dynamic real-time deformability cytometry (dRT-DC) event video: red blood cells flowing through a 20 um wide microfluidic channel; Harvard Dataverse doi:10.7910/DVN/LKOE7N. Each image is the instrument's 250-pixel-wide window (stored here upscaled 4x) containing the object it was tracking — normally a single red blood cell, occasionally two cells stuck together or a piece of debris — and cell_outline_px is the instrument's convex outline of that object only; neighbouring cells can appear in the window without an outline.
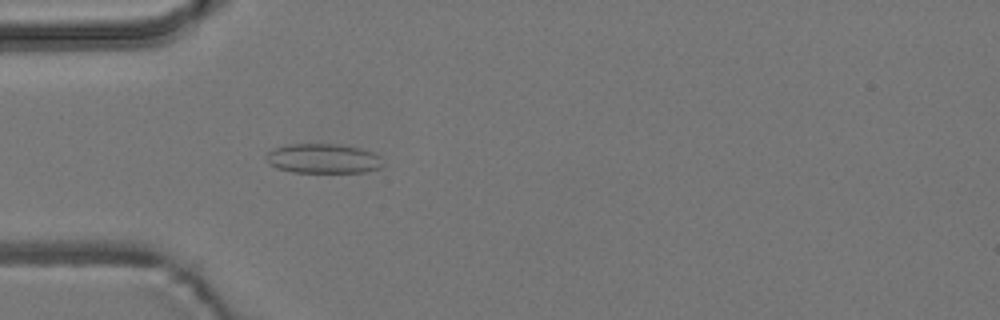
{"species": "common noctule bat (a hibernating species)", "species_latin": "Nyctalus noctula", "temperature_condition": "room temperature", "stored_images_in_passage": 9, "camera_frame_rate_fps": 3000, "um_per_image_px": 0.085, "animal": {"sex": "male", "body_mass_g": 19.2, "forearm_length_mm": 51.8}, "frame": {"image": 1, "passage_image": 3, "time_ms": 0.667, "image_size_px": [1000, 320], "cell_outline_px": [[384, 164], [380, 168], [364, 172], [292, 172], [276, 168], [268, 164], [264, 156], [272, 148], [288, 144], [336, 144], [360, 148], [372, 152], [380, 156]], "centroid_in_image_um": [27.43, 13.48], "position_along_channel_um": 57.6, "area_um2": 20.35}}
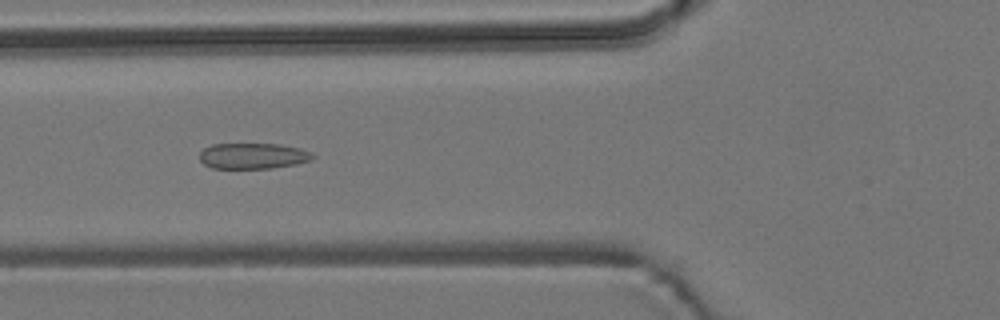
{"frame": {"image": 2, "passage_image": 7, "time_ms": 2.0, "image_size_px": [1000, 320], "cell_outline_px": [[316, 156], [312, 160], [296, 164], [272, 168], [212, 168], [204, 164], [200, 160], [200, 152], [204, 148], [212, 144], [280, 144], [300, 148]], "centroid_in_image_um": [21.5, 13.25], "position_along_channel_um": 104.3, "area_um2": 16.99}}